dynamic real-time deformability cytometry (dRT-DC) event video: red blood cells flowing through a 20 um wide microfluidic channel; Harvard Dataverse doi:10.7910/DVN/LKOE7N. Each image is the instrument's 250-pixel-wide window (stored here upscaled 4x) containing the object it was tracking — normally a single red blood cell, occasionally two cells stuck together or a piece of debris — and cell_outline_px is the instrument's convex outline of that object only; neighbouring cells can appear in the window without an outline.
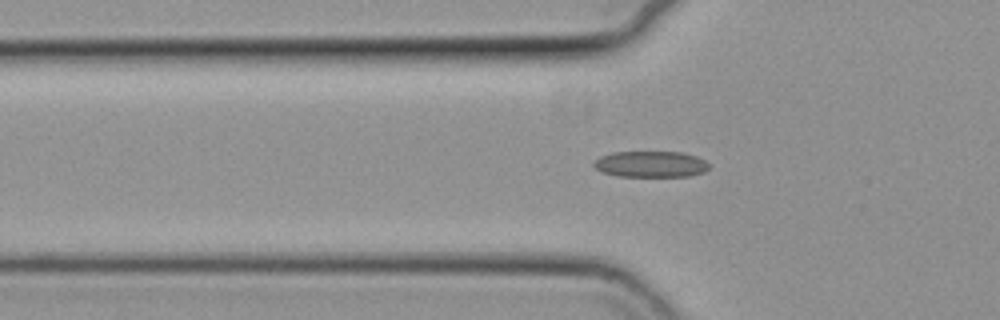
{"species": "common noctule bat (a hibernating species)", "species_latin": "Nyctalus noctula", "temperature_condition": "cold", "stored_images_in_passage": 51, "camera_frame_rate_fps": 3000, "um_per_image_px": 0.085, "animal": {"sex": "female", "body_mass_g": 19.3, "forearm_length_mm": 54.1}, "frame": {"image": 1, "passage_image": 19, "time_ms": 6.0, "image_size_px": [1000, 320], "cell_outline_px": [[708, 168], [704, 172], [688, 176], [620, 176], [600, 172], [592, 164], [600, 156], [612, 152], [680, 152], [696, 156], [704, 160], [708, 164]], "centroid_in_image_um": [55.28, 13.95], "position_along_channel_um": 70.5, "area_um2": 17.46}}
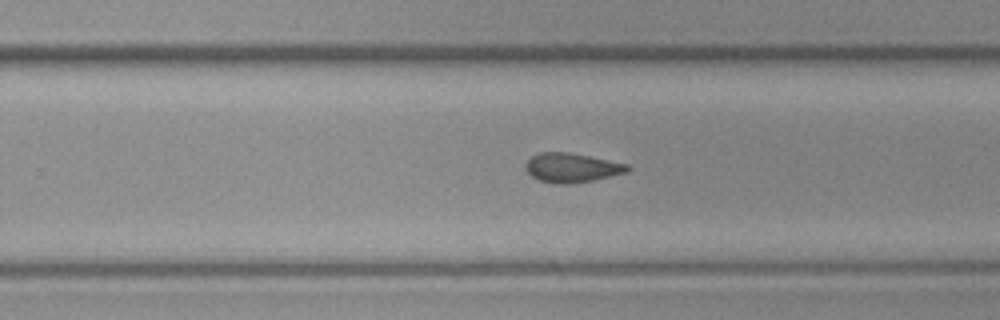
{"frame": {"image": 2, "passage_image": 36, "time_ms": 11.667, "image_size_px": [1000, 320], "cell_outline_px": [[632, 168], [628, 172], [592, 180], [568, 184], [556, 184], [540, 180], [532, 176], [524, 168], [524, 164], [532, 156], [540, 152], [568, 152], [628, 164]], "centroid_in_image_um": [48.59, 14.25], "position_along_channel_um": 281.2, "area_um2": 17.28}}
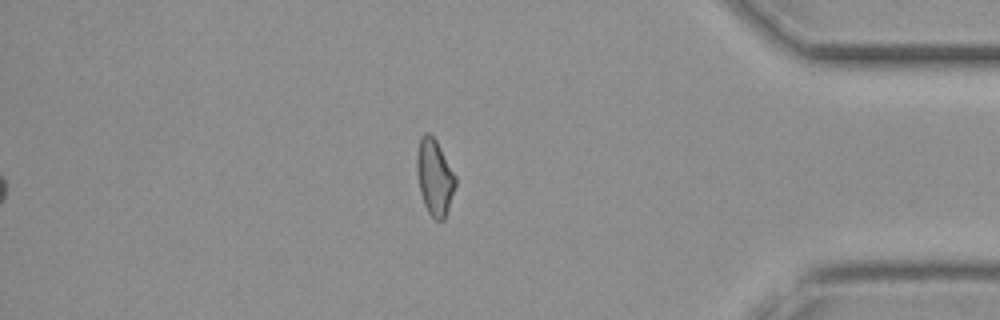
{"frame": {"image": 3, "passage_image": 48, "time_ms": 15.667, "image_size_px": [1000, 320], "cell_outline_px": [[456, 184], [444, 220], [436, 220], [428, 212], [424, 204], [420, 192], [416, 168], [416, 152], [420, 136], [424, 132], [428, 132], [436, 140], [456, 176]], "centroid_in_image_um": [36.92, 15.03], "position_along_channel_um": 398.3, "area_um2": 17.11}}